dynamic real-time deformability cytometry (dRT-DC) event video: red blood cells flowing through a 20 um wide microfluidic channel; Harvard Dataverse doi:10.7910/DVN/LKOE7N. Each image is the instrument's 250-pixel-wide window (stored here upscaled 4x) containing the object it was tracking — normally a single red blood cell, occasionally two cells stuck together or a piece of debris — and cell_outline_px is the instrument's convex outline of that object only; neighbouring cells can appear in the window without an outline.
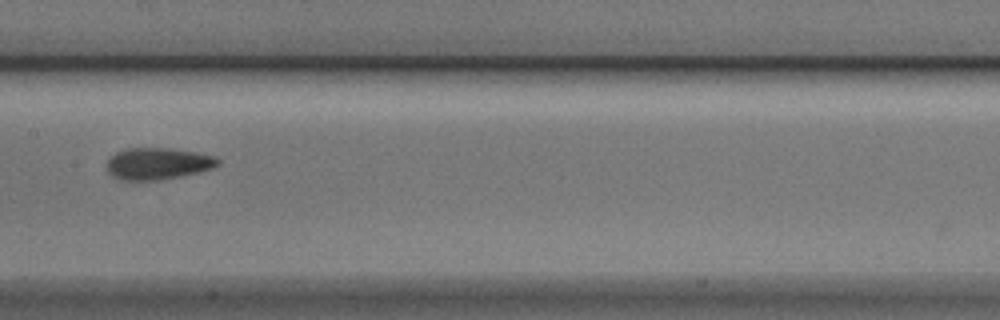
{"species": "Egyptian fruit bat (a non-hibernating species)", "species_latin": "Rousettus aegyptiacus", "temperature_condition": "cold", "stored_images_in_passage": 9, "camera_frame_rate_fps": 3000, "um_per_image_px": 0.085, "animal": {"sex": "male"}, "frame": {"image": 1, "passage_image": 6, "time_ms": 1.667, "image_size_px": [1000, 320], "cell_outline_px": [[220, 164], [212, 168], [200, 172], [160, 180], [120, 180], [112, 176], [108, 172], [108, 160], [116, 152], [128, 148], [168, 148], [196, 152], [212, 156], [220, 160]], "centroid_in_image_um": [13.42, 13.91], "position_along_channel_um": 194.0, "area_um2": 20.46}}
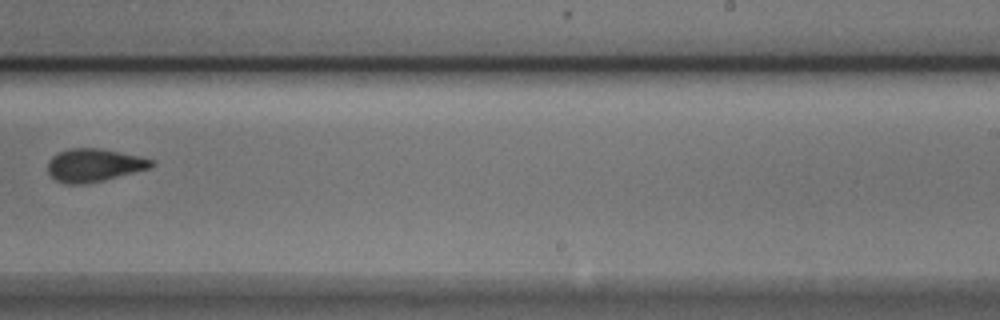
{"frame": {"image": 2, "passage_image": 8, "time_ms": 2.333, "image_size_px": [1000, 320], "cell_outline_px": [[156, 164], [152, 168], [88, 184], [64, 184], [56, 180], [48, 172], [48, 160], [52, 156], [60, 152], [72, 148], [100, 148], [136, 156], [152, 160]], "centroid_in_image_um": [7.99, 14.06], "position_along_channel_um": 281.0, "area_um2": 19.88}}
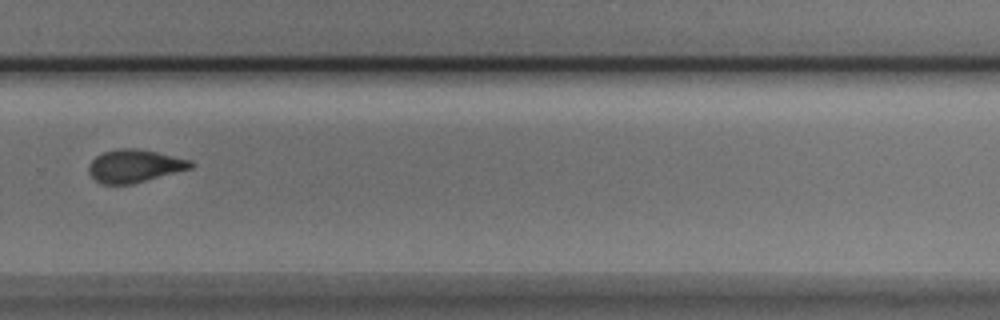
{"frame": {"image": 3, "passage_image": 9, "time_ms": 2.667, "image_size_px": [1000, 320], "cell_outline_px": [[196, 164], [192, 168], [132, 184], [100, 184], [88, 172], [88, 164], [96, 156], [104, 152], [120, 148], [136, 148], [156, 152], [192, 160]], "centroid_in_image_um": [11.44, 14.11], "position_along_channel_um": 318.4, "area_um2": 19.54}}